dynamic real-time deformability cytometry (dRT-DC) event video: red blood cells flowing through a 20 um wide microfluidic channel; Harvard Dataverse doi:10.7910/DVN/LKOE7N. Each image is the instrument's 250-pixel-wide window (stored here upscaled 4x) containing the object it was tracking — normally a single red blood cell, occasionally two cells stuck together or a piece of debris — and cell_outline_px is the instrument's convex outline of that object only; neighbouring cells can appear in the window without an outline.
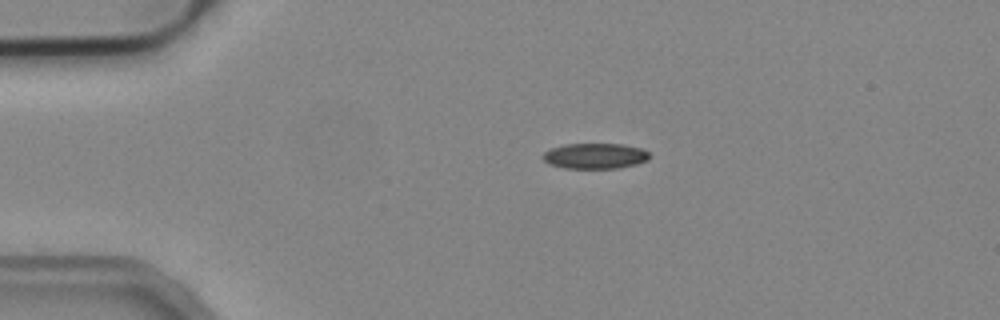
{"species": "common noctule bat (a hibernating species)", "species_latin": "Nyctalus noctula", "temperature_condition": "cold", "stored_images_in_passage": 35, "camera_frame_rate_fps": 3000, "um_per_image_px": 0.085, "animal": {"sex": "male", "body_mass_g": 19.2, "forearm_length_mm": 51.8}, "frame": {"image": 1, "passage_image": 1, "time_ms": 0.0, "image_size_px": [1000, 320], "cell_outline_px": [[648, 160], [636, 164], [620, 168], [564, 168], [548, 164], [544, 160], [544, 152], [552, 148], [564, 144], [624, 144], [644, 148], [648, 152]], "centroid_in_image_um": [50.6, 13.25], "position_along_channel_um": 34.4, "area_um2": 15.9}}
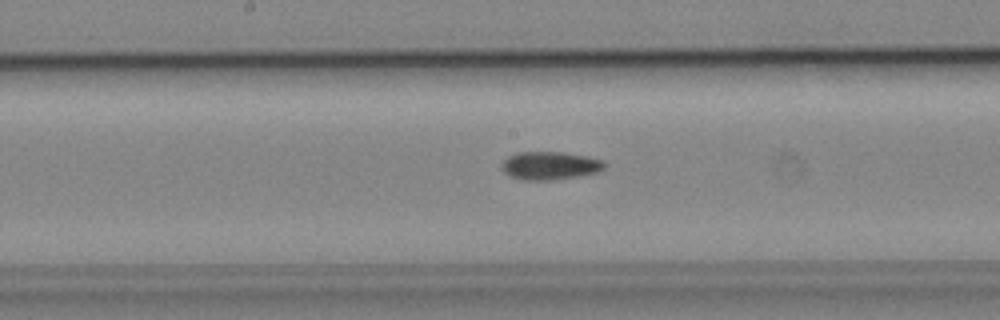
{"frame": {"image": 2, "passage_image": 17, "time_ms": 5.333, "image_size_px": [1000, 320], "cell_outline_px": [[608, 164], [600, 172], [580, 176], [552, 180], [524, 180], [512, 176], [504, 172], [500, 168], [500, 164], [508, 156], [516, 152], [564, 152], [588, 156], [604, 160]], "centroid_in_image_um": [46.79, 14.07], "position_along_channel_um": 201.4, "area_um2": 17.17}}
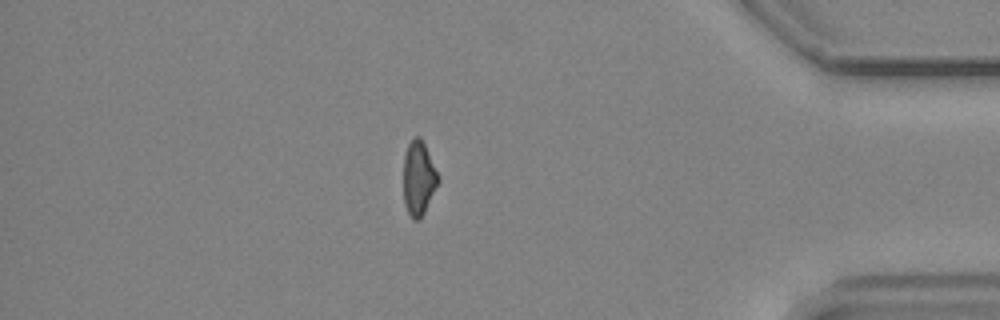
{"frame": {"image": 3, "passage_image": 35, "time_ms": 11.333, "image_size_px": [1000, 320], "cell_outline_px": [[440, 180], [424, 212], [416, 220], [412, 220], [404, 204], [404, 156], [408, 144], [416, 136], [420, 136], [440, 176]], "centroid_in_image_um": [35.59, 15.14], "position_along_channel_um": 399.6, "area_um2": 14.85}, "authors_computed_cell_mechanics": {"area_um2": 16.4152, "velocity_mm_per_s": 3.9274, "shape_relaxation_time_tau1_ms": null, "shape_relaxation_time_tau2_ms": 5.6914, "deformation_change_tau1": null, "deformation_change_tau2": 0.1204}}